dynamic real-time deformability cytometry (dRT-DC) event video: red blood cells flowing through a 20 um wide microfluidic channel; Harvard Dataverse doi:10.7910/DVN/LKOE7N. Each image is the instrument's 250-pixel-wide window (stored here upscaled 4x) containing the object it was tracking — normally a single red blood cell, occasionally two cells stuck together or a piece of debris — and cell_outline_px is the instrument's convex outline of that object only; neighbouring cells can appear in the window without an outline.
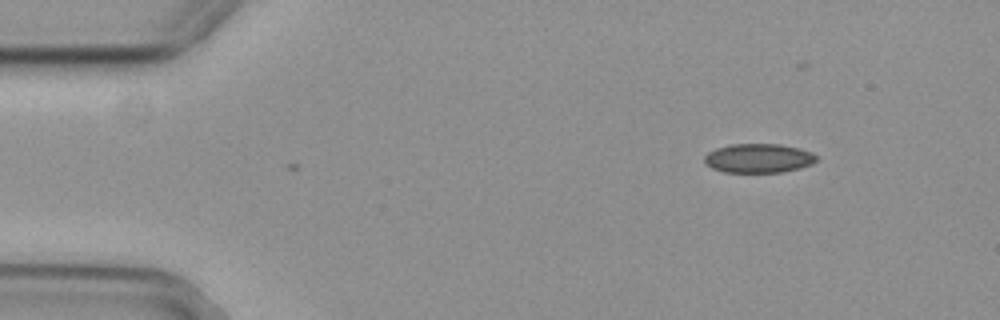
{"species": "common noctule bat (a hibernating species)", "species_latin": "Nyctalus noctula", "temperature_condition": "cold", "stored_images_in_passage": 41, "camera_frame_rate_fps": 3000, "um_per_image_px": 0.085, "animal": {"sex": "female", "body_mass_g": 29.2, "forearm_length_mm": 56.3}, "frame": {"image": 1, "passage_image": 1, "time_ms": 0.0, "image_size_px": [1000, 320], "cell_outline_px": [[816, 160], [812, 164], [800, 168], [784, 172], [724, 172], [712, 168], [704, 164], [704, 156], [708, 152], [716, 148], [728, 144], [780, 144], [800, 148], [812, 152], [816, 156]], "centroid_in_image_um": [64.46, 13.44], "position_along_channel_um": 20.5, "area_um2": 19.19}}
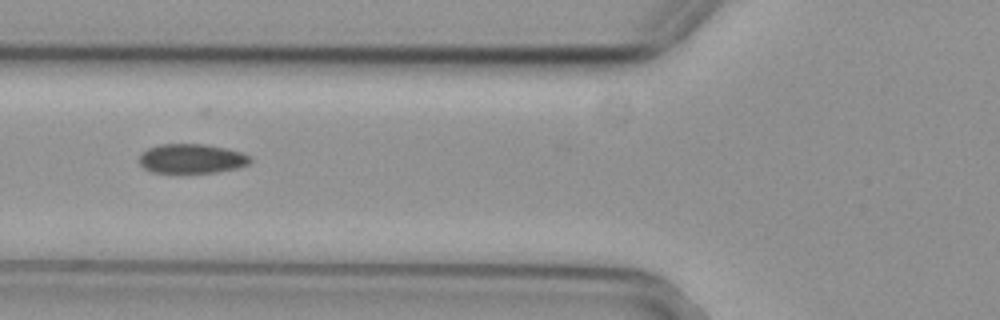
{"frame": {"image": 2, "passage_image": 15, "time_ms": 4.667, "image_size_px": [1000, 320], "cell_outline_px": [[252, 160], [248, 164], [236, 168], [216, 172], [152, 172], [144, 168], [140, 164], [140, 156], [148, 148], [160, 144], [204, 144], [224, 148], [240, 152], [248, 156]], "centroid_in_image_um": [16.28, 13.48], "position_along_channel_um": 109.5, "area_um2": 18.67}}
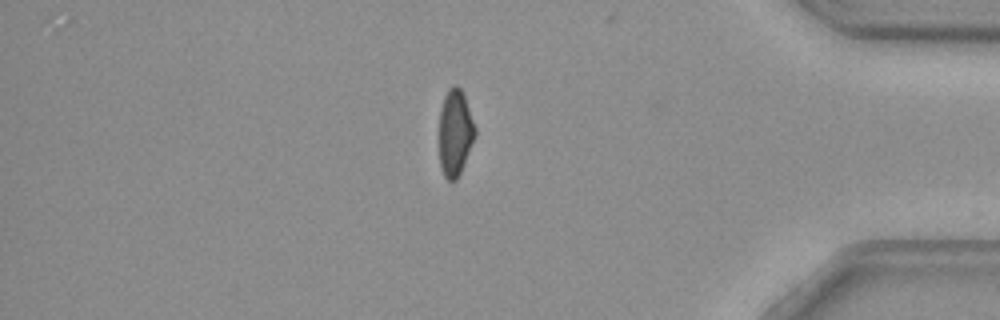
{"frame": {"image": 3, "passage_image": 41, "time_ms": 13.333, "image_size_px": [1000, 320], "cell_outline_px": [[476, 132], [460, 172], [456, 180], [448, 180], [444, 176], [440, 168], [440, 108], [444, 96], [448, 88], [452, 84], [456, 84], [460, 88], [464, 96], [476, 128]], "centroid_in_image_um": [38.67, 11.24], "position_along_channel_um": 396.5, "area_um2": 17.8}, "authors_computed_cell_mechanics": {"area_um2": 19.5942, "velocity_mm_per_s": 3.7129, "shape_relaxation_time_tau1_ms": 6.0005, "shape_relaxation_time_tau2_ms": 7.5171, "deformation_change_tau1": 0.1124, "deformation_change_tau2": 0.1046}}